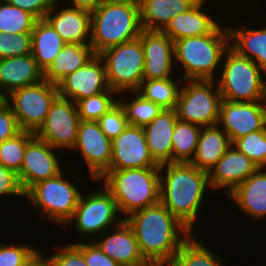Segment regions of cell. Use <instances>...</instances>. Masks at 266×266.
<instances>
[{
    "label": "cell",
    "mask_w": 266,
    "mask_h": 266,
    "mask_svg": "<svg viewBox=\"0 0 266 266\" xmlns=\"http://www.w3.org/2000/svg\"><path fill=\"white\" fill-rule=\"evenodd\" d=\"M142 30L138 0H102L91 13L90 45L98 55L103 50L139 38Z\"/></svg>",
    "instance_id": "3"
},
{
    "label": "cell",
    "mask_w": 266,
    "mask_h": 266,
    "mask_svg": "<svg viewBox=\"0 0 266 266\" xmlns=\"http://www.w3.org/2000/svg\"><path fill=\"white\" fill-rule=\"evenodd\" d=\"M133 94H137L130 99V101L123 102L118 97V102L124 109L127 121L129 125H134L138 127H145L152 120L158 116L163 108L154 102L145 99L137 91H133Z\"/></svg>",
    "instance_id": "34"
},
{
    "label": "cell",
    "mask_w": 266,
    "mask_h": 266,
    "mask_svg": "<svg viewBox=\"0 0 266 266\" xmlns=\"http://www.w3.org/2000/svg\"><path fill=\"white\" fill-rule=\"evenodd\" d=\"M263 170L266 169L258 168L228 194V198L233 199L244 214L255 220L266 216V171Z\"/></svg>",
    "instance_id": "24"
},
{
    "label": "cell",
    "mask_w": 266,
    "mask_h": 266,
    "mask_svg": "<svg viewBox=\"0 0 266 266\" xmlns=\"http://www.w3.org/2000/svg\"><path fill=\"white\" fill-rule=\"evenodd\" d=\"M34 137L35 133L22 130L16 136L1 142L0 164L18 174L26 146Z\"/></svg>",
    "instance_id": "36"
},
{
    "label": "cell",
    "mask_w": 266,
    "mask_h": 266,
    "mask_svg": "<svg viewBox=\"0 0 266 266\" xmlns=\"http://www.w3.org/2000/svg\"><path fill=\"white\" fill-rule=\"evenodd\" d=\"M49 143L36 136L27 144L24 151L22 166L17 174L19 183L25 193L36 183L56 177L62 170L59 160Z\"/></svg>",
    "instance_id": "17"
},
{
    "label": "cell",
    "mask_w": 266,
    "mask_h": 266,
    "mask_svg": "<svg viewBox=\"0 0 266 266\" xmlns=\"http://www.w3.org/2000/svg\"><path fill=\"white\" fill-rule=\"evenodd\" d=\"M38 249L26 245L0 244V266H22Z\"/></svg>",
    "instance_id": "41"
},
{
    "label": "cell",
    "mask_w": 266,
    "mask_h": 266,
    "mask_svg": "<svg viewBox=\"0 0 266 266\" xmlns=\"http://www.w3.org/2000/svg\"><path fill=\"white\" fill-rule=\"evenodd\" d=\"M43 80V71L32 54L0 59V99L13 90L35 85Z\"/></svg>",
    "instance_id": "20"
},
{
    "label": "cell",
    "mask_w": 266,
    "mask_h": 266,
    "mask_svg": "<svg viewBox=\"0 0 266 266\" xmlns=\"http://www.w3.org/2000/svg\"><path fill=\"white\" fill-rule=\"evenodd\" d=\"M232 146L244 153L258 168H266V127L234 140Z\"/></svg>",
    "instance_id": "38"
},
{
    "label": "cell",
    "mask_w": 266,
    "mask_h": 266,
    "mask_svg": "<svg viewBox=\"0 0 266 266\" xmlns=\"http://www.w3.org/2000/svg\"><path fill=\"white\" fill-rule=\"evenodd\" d=\"M80 122L77 104L58 96L35 136L53 148L73 149Z\"/></svg>",
    "instance_id": "12"
},
{
    "label": "cell",
    "mask_w": 266,
    "mask_h": 266,
    "mask_svg": "<svg viewBox=\"0 0 266 266\" xmlns=\"http://www.w3.org/2000/svg\"><path fill=\"white\" fill-rule=\"evenodd\" d=\"M177 100V116L181 121L201 127L218 124L222 95L213 80H185ZM215 87V88H213Z\"/></svg>",
    "instance_id": "8"
},
{
    "label": "cell",
    "mask_w": 266,
    "mask_h": 266,
    "mask_svg": "<svg viewBox=\"0 0 266 266\" xmlns=\"http://www.w3.org/2000/svg\"><path fill=\"white\" fill-rule=\"evenodd\" d=\"M199 0H138L143 30L161 31L176 15L191 9Z\"/></svg>",
    "instance_id": "26"
},
{
    "label": "cell",
    "mask_w": 266,
    "mask_h": 266,
    "mask_svg": "<svg viewBox=\"0 0 266 266\" xmlns=\"http://www.w3.org/2000/svg\"><path fill=\"white\" fill-rule=\"evenodd\" d=\"M57 87L59 97L74 103L109 90L103 60L94 55L80 69L63 78Z\"/></svg>",
    "instance_id": "16"
},
{
    "label": "cell",
    "mask_w": 266,
    "mask_h": 266,
    "mask_svg": "<svg viewBox=\"0 0 266 266\" xmlns=\"http://www.w3.org/2000/svg\"><path fill=\"white\" fill-rule=\"evenodd\" d=\"M181 84L172 78L143 80L137 92L163 109H176Z\"/></svg>",
    "instance_id": "33"
},
{
    "label": "cell",
    "mask_w": 266,
    "mask_h": 266,
    "mask_svg": "<svg viewBox=\"0 0 266 266\" xmlns=\"http://www.w3.org/2000/svg\"><path fill=\"white\" fill-rule=\"evenodd\" d=\"M18 195L24 197V192L17 174L0 164V196Z\"/></svg>",
    "instance_id": "46"
},
{
    "label": "cell",
    "mask_w": 266,
    "mask_h": 266,
    "mask_svg": "<svg viewBox=\"0 0 266 266\" xmlns=\"http://www.w3.org/2000/svg\"><path fill=\"white\" fill-rule=\"evenodd\" d=\"M12 6L30 12L37 19H44L56 0H5Z\"/></svg>",
    "instance_id": "45"
},
{
    "label": "cell",
    "mask_w": 266,
    "mask_h": 266,
    "mask_svg": "<svg viewBox=\"0 0 266 266\" xmlns=\"http://www.w3.org/2000/svg\"><path fill=\"white\" fill-rule=\"evenodd\" d=\"M58 249V253L47 257L49 266H88L81 251L73 243Z\"/></svg>",
    "instance_id": "42"
},
{
    "label": "cell",
    "mask_w": 266,
    "mask_h": 266,
    "mask_svg": "<svg viewBox=\"0 0 266 266\" xmlns=\"http://www.w3.org/2000/svg\"><path fill=\"white\" fill-rule=\"evenodd\" d=\"M177 120L176 109H163L143 127L150 154L159 166L172 163V134Z\"/></svg>",
    "instance_id": "23"
},
{
    "label": "cell",
    "mask_w": 266,
    "mask_h": 266,
    "mask_svg": "<svg viewBox=\"0 0 266 266\" xmlns=\"http://www.w3.org/2000/svg\"><path fill=\"white\" fill-rule=\"evenodd\" d=\"M31 37V54L37 61L39 68L44 72L55 60L66 42L45 19H38L35 22Z\"/></svg>",
    "instance_id": "29"
},
{
    "label": "cell",
    "mask_w": 266,
    "mask_h": 266,
    "mask_svg": "<svg viewBox=\"0 0 266 266\" xmlns=\"http://www.w3.org/2000/svg\"><path fill=\"white\" fill-rule=\"evenodd\" d=\"M98 56L103 60L111 90L121 95L139 89L144 80V51L139 38L103 50Z\"/></svg>",
    "instance_id": "7"
},
{
    "label": "cell",
    "mask_w": 266,
    "mask_h": 266,
    "mask_svg": "<svg viewBox=\"0 0 266 266\" xmlns=\"http://www.w3.org/2000/svg\"><path fill=\"white\" fill-rule=\"evenodd\" d=\"M101 2L102 0H73L72 7L92 13L100 6Z\"/></svg>",
    "instance_id": "47"
},
{
    "label": "cell",
    "mask_w": 266,
    "mask_h": 266,
    "mask_svg": "<svg viewBox=\"0 0 266 266\" xmlns=\"http://www.w3.org/2000/svg\"><path fill=\"white\" fill-rule=\"evenodd\" d=\"M116 217H120L116 201L104 187L103 190L98 189L92 193L90 191L85 198L81 195L73 217L67 224L75 220L76 232L80 235H101L107 228L116 227L124 219L119 220Z\"/></svg>",
    "instance_id": "11"
},
{
    "label": "cell",
    "mask_w": 266,
    "mask_h": 266,
    "mask_svg": "<svg viewBox=\"0 0 266 266\" xmlns=\"http://www.w3.org/2000/svg\"><path fill=\"white\" fill-rule=\"evenodd\" d=\"M169 266H224V264L222 260L216 259L212 251L197 241L191 232L181 242L180 249Z\"/></svg>",
    "instance_id": "32"
},
{
    "label": "cell",
    "mask_w": 266,
    "mask_h": 266,
    "mask_svg": "<svg viewBox=\"0 0 266 266\" xmlns=\"http://www.w3.org/2000/svg\"><path fill=\"white\" fill-rule=\"evenodd\" d=\"M95 55L90 44L66 43L55 60L43 72V78L57 85L67 75L80 69Z\"/></svg>",
    "instance_id": "28"
},
{
    "label": "cell",
    "mask_w": 266,
    "mask_h": 266,
    "mask_svg": "<svg viewBox=\"0 0 266 266\" xmlns=\"http://www.w3.org/2000/svg\"><path fill=\"white\" fill-rule=\"evenodd\" d=\"M117 94V92L109 89L100 94L79 100L76 104L80 120L97 121L118 103L119 96H116Z\"/></svg>",
    "instance_id": "37"
},
{
    "label": "cell",
    "mask_w": 266,
    "mask_h": 266,
    "mask_svg": "<svg viewBox=\"0 0 266 266\" xmlns=\"http://www.w3.org/2000/svg\"><path fill=\"white\" fill-rule=\"evenodd\" d=\"M227 56V57H225ZM226 58L218 89L222 99L230 102L266 101V77L262 69L249 58L240 56L229 47L223 54Z\"/></svg>",
    "instance_id": "6"
},
{
    "label": "cell",
    "mask_w": 266,
    "mask_h": 266,
    "mask_svg": "<svg viewBox=\"0 0 266 266\" xmlns=\"http://www.w3.org/2000/svg\"><path fill=\"white\" fill-rule=\"evenodd\" d=\"M113 229L110 236L104 238L101 234L100 241L93 242L121 266H150L141 256L135 234L126 220Z\"/></svg>",
    "instance_id": "21"
},
{
    "label": "cell",
    "mask_w": 266,
    "mask_h": 266,
    "mask_svg": "<svg viewBox=\"0 0 266 266\" xmlns=\"http://www.w3.org/2000/svg\"><path fill=\"white\" fill-rule=\"evenodd\" d=\"M231 145L229 136L218 124L202 127L196 152L190 163L209 172Z\"/></svg>",
    "instance_id": "27"
},
{
    "label": "cell",
    "mask_w": 266,
    "mask_h": 266,
    "mask_svg": "<svg viewBox=\"0 0 266 266\" xmlns=\"http://www.w3.org/2000/svg\"><path fill=\"white\" fill-rule=\"evenodd\" d=\"M81 251L88 266H121L119 263L108 257L94 242L74 243Z\"/></svg>",
    "instance_id": "43"
},
{
    "label": "cell",
    "mask_w": 266,
    "mask_h": 266,
    "mask_svg": "<svg viewBox=\"0 0 266 266\" xmlns=\"http://www.w3.org/2000/svg\"><path fill=\"white\" fill-rule=\"evenodd\" d=\"M124 219L135 234L141 256L150 266H169L181 242L191 233L161 202Z\"/></svg>",
    "instance_id": "1"
},
{
    "label": "cell",
    "mask_w": 266,
    "mask_h": 266,
    "mask_svg": "<svg viewBox=\"0 0 266 266\" xmlns=\"http://www.w3.org/2000/svg\"><path fill=\"white\" fill-rule=\"evenodd\" d=\"M229 33L230 47L240 56L252 60L263 70L266 77V27L262 29L229 28Z\"/></svg>",
    "instance_id": "30"
},
{
    "label": "cell",
    "mask_w": 266,
    "mask_h": 266,
    "mask_svg": "<svg viewBox=\"0 0 266 266\" xmlns=\"http://www.w3.org/2000/svg\"><path fill=\"white\" fill-rule=\"evenodd\" d=\"M160 168H134L109 170L104 179L105 187L115 199L117 208L126 215L160 202Z\"/></svg>",
    "instance_id": "4"
},
{
    "label": "cell",
    "mask_w": 266,
    "mask_h": 266,
    "mask_svg": "<svg viewBox=\"0 0 266 266\" xmlns=\"http://www.w3.org/2000/svg\"><path fill=\"white\" fill-rule=\"evenodd\" d=\"M58 87L48 81L13 90L3 100L9 105L23 131L36 133L44 123Z\"/></svg>",
    "instance_id": "10"
},
{
    "label": "cell",
    "mask_w": 266,
    "mask_h": 266,
    "mask_svg": "<svg viewBox=\"0 0 266 266\" xmlns=\"http://www.w3.org/2000/svg\"><path fill=\"white\" fill-rule=\"evenodd\" d=\"M220 124L231 143L250 132L263 130L266 127V101L230 102L222 99Z\"/></svg>",
    "instance_id": "14"
},
{
    "label": "cell",
    "mask_w": 266,
    "mask_h": 266,
    "mask_svg": "<svg viewBox=\"0 0 266 266\" xmlns=\"http://www.w3.org/2000/svg\"><path fill=\"white\" fill-rule=\"evenodd\" d=\"M22 131L9 105L0 99V143Z\"/></svg>",
    "instance_id": "44"
},
{
    "label": "cell",
    "mask_w": 266,
    "mask_h": 266,
    "mask_svg": "<svg viewBox=\"0 0 266 266\" xmlns=\"http://www.w3.org/2000/svg\"><path fill=\"white\" fill-rule=\"evenodd\" d=\"M72 150L82 152L92 180L100 181V178L109 171L112 140L102 132L97 121L81 120Z\"/></svg>",
    "instance_id": "13"
},
{
    "label": "cell",
    "mask_w": 266,
    "mask_h": 266,
    "mask_svg": "<svg viewBox=\"0 0 266 266\" xmlns=\"http://www.w3.org/2000/svg\"><path fill=\"white\" fill-rule=\"evenodd\" d=\"M229 47V29H222L220 25L210 34L174 41V59L181 63L185 71L182 80H214L215 71Z\"/></svg>",
    "instance_id": "5"
},
{
    "label": "cell",
    "mask_w": 266,
    "mask_h": 266,
    "mask_svg": "<svg viewBox=\"0 0 266 266\" xmlns=\"http://www.w3.org/2000/svg\"><path fill=\"white\" fill-rule=\"evenodd\" d=\"M22 266H49L48 258L43 257L40 250H38L30 259H28Z\"/></svg>",
    "instance_id": "48"
},
{
    "label": "cell",
    "mask_w": 266,
    "mask_h": 266,
    "mask_svg": "<svg viewBox=\"0 0 266 266\" xmlns=\"http://www.w3.org/2000/svg\"><path fill=\"white\" fill-rule=\"evenodd\" d=\"M257 169L251 159L231 145L208 172L210 188H227V194H230Z\"/></svg>",
    "instance_id": "19"
},
{
    "label": "cell",
    "mask_w": 266,
    "mask_h": 266,
    "mask_svg": "<svg viewBox=\"0 0 266 266\" xmlns=\"http://www.w3.org/2000/svg\"><path fill=\"white\" fill-rule=\"evenodd\" d=\"M139 39L144 51V80L172 78L174 41L159 30H142Z\"/></svg>",
    "instance_id": "18"
},
{
    "label": "cell",
    "mask_w": 266,
    "mask_h": 266,
    "mask_svg": "<svg viewBox=\"0 0 266 266\" xmlns=\"http://www.w3.org/2000/svg\"><path fill=\"white\" fill-rule=\"evenodd\" d=\"M160 167L152 158L142 127L128 125L112 140L109 170Z\"/></svg>",
    "instance_id": "15"
},
{
    "label": "cell",
    "mask_w": 266,
    "mask_h": 266,
    "mask_svg": "<svg viewBox=\"0 0 266 266\" xmlns=\"http://www.w3.org/2000/svg\"><path fill=\"white\" fill-rule=\"evenodd\" d=\"M204 2L205 0H199L188 11L176 15L161 31L173 41L210 34L219 24L206 12L201 11Z\"/></svg>",
    "instance_id": "25"
},
{
    "label": "cell",
    "mask_w": 266,
    "mask_h": 266,
    "mask_svg": "<svg viewBox=\"0 0 266 266\" xmlns=\"http://www.w3.org/2000/svg\"><path fill=\"white\" fill-rule=\"evenodd\" d=\"M37 20L28 11L12 6L5 0L0 2V32L31 33Z\"/></svg>",
    "instance_id": "35"
},
{
    "label": "cell",
    "mask_w": 266,
    "mask_h": 266,
    "mask_svg": "<svg viewBox=\"0 0 266 266\" xmlns=\"http://www.w3.org/2000/svg\"><path fill=\"white\" fill-rule=\"evenodd\" d=\"M57 1L54 2L44 19L66 43L90 44L91 13L83 9L70 8L69 6L61 9L60 12L58 10L57 14L53 15V11L57 7Z\"/></svg>",
    "instance_id": "22"
},
{
    "label": "cell",
    "mask_w": 266,
    "mask_h": 266,
    "mask_svg": "<svg viewBox=\"0 0 266 266\" xmlns=\"http://www.w3.org/2000/svg\"><path fill=\"white\" fill-rule=\"evenodd\" d=\"M32 53L31 33L7 34L0 32V59Z\"/></svg>",
    "instance_id": "39"
},
{
    "label": "cell",
    "mask_w": 266,
    "mask_h": 266,
    "mask_svg": "<svg viewBox=\"0 0 266 266\" xmlns=\"http://www.w3.org/2000/svg\"><path fill=\"white\" fill-rule=\"evenodd\" d=\"M60 173L31 186L24 196L32 205L41 209L43 216L59 224H66L73 217L81 192Z\"/></svg>",
    "instance_id": "9"
},
{
    "label": "cell",
    "mask_w": 266,
    "mask_h": 266,
    "mask_svg": "<svg viewBox=\"0 0 266 266\" xmlns=\"http://www.w3.org/2000/svg\"><path fill=\"white\" fill-rule=\"evenodd\" d=\"M97 122L102 132L111 140L118 137L129 125L124 109L119 102L103 114Z\"/></svg>",
    "instance_id": "40"
},
{
    "label": "cell",
    "mask_w": 266,
    "mask_h": 266,
    "mask_svg": "<svg viewBox=\"0 0 266 266\" xmlns=\"http://www.w3.org/2000/svg\"><path fill=\"white\" fill-rule=\"evenodd\" d=\"M202 127L177 120L172 134V163L191 162Z\"/></svg>",
    "instance_id": "31"
},
{
    "label": "cell",
    "mask_w": 266,
    "mask_h": 266,
    "mask_svg": "<svg viewBox=\"0 0 266 266\" xmlns=\"http://www.w3.org/2000/svg\"><path fill=\"white\" fill-rule=\"evenodd\" d=\"M159 168L160 172L167 168L165 177L160 173V202L192 232L207 186L210 189L208 172L190 162L166 163Z\"/></svg>",
    "instance_id": "2"
}]
</instances>
